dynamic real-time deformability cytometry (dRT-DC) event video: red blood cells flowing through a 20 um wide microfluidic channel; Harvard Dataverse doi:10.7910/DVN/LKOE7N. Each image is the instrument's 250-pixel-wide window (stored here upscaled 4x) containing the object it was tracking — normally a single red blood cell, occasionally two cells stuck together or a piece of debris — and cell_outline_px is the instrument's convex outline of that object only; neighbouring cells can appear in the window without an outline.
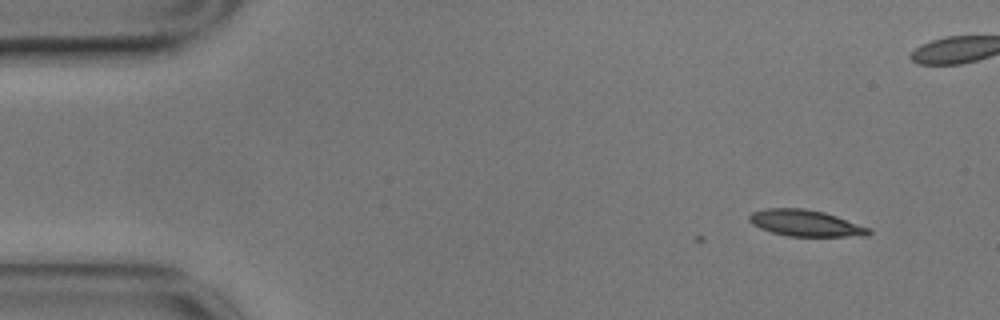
{"species": "common noctule bat (a hibernating species)", "species_latin": "Nyctalus noctula", "temperature_condition": "cold", "stored_images_in_passage": 2, "camera_frame_rate_fps": 3000, "um_per_image_px": 0.085, "animal": {"sex": "male", "body_mass_g": 17.9}, "frame": {"image": 1, "passage_image": 2, "time_ms": 0.333, "image_size_px": [1000, 320], "cell_outline_px": [[872, 232], [868, 236], [788, 236], [772, 232], [760, 228], [752, 224], [748, 220], [748, 216], [752, 212], [768, 208], [804, 208], [824, 212], [836, 216], [868, 228]], "centroid_in_image_um": [68.44, 18.96], "position_along_channel_um": 16.6, "area_um2": 18.21}}